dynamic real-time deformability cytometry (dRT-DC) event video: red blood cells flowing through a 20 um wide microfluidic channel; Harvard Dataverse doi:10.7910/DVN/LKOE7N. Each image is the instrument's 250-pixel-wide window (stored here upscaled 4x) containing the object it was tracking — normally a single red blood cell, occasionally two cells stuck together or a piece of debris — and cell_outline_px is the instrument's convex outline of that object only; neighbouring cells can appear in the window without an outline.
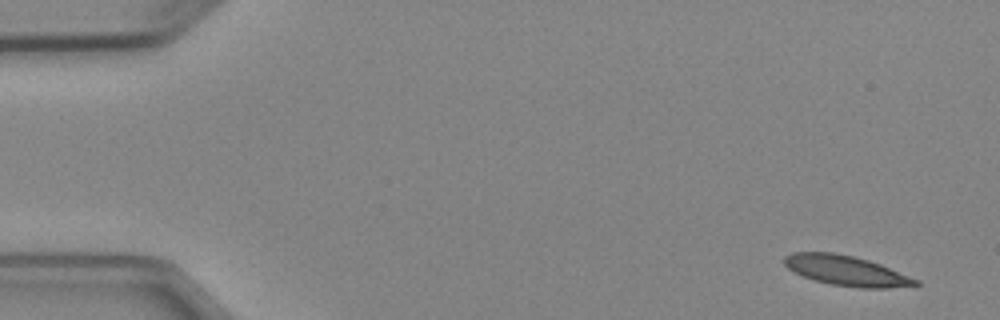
{"species": "Egyptian fruit bat (a non-hibernating species)", "species_latin": "Rousettus aegyptiacus", "temperature_condition": "cold", "stored_images_in_passage": 5, "camera_frame_rate_fps": 3000, "um_per_image_px": 0.085, "animal": {"sex": "female"}, "frame": {"image": 1, "passage_image": 1, "time_ms": 0.0, "image_size_px": [1000, 320], "cell_outline_px": [[920, 284], [888, 288], [860, 288], [832, 284], [816, 280], [792, 272], [784, 264], [784, 256], [792, 252], [832, 252], [852, 256], [868, 260], [880, 264], [920, 280]], "centroid_in_image_um": [71.92, 23.0], "position_along_channel_um": 13.1, "area_um2": 22.83}}
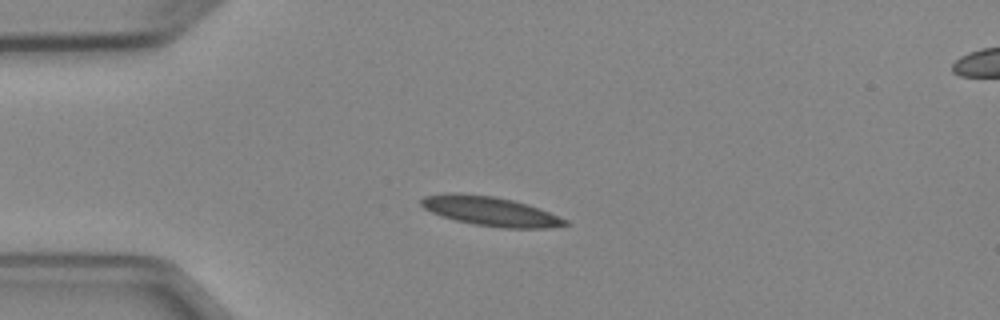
{"frame": {"image": 2, "passage_image": 4, "time_ms": 3.333, "image_size_px": [1000, 320], "cell_outline_px": [[568, 224], [548, 228], [500, 228], [472, 224], [440, 216], [424, 208], [420, 204], [420, 200], [424, 196], [444, 192], [460, 192], [496, 196], [528, 204], [568, 220]], "centroid_in_image_um": [41.62, 17.94], "position_along_channel_um": 43.4, "area_um2": 24.85}}